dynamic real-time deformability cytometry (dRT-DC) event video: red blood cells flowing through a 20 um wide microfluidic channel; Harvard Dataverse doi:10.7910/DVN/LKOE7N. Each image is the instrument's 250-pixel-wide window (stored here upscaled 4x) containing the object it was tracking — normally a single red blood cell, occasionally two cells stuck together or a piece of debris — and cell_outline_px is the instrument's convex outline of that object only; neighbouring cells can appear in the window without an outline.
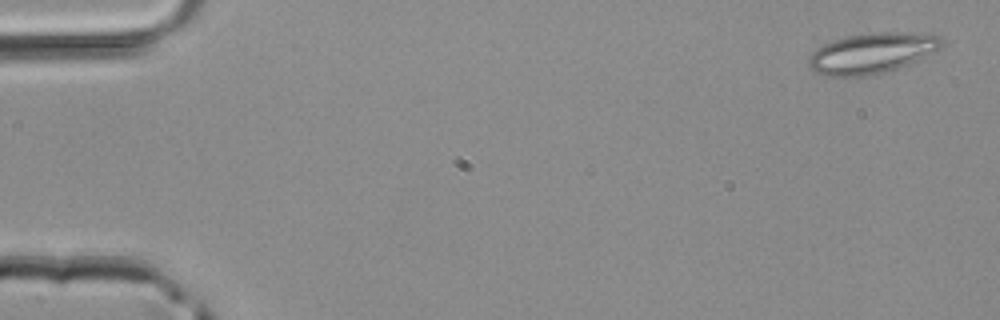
{"species": "common noctule bat (a hibernating species)", "species_latin": "Nyctalus noctula", "temperature_condition": "room temperature", "stored_images_in_passage": 3, "camera_frame_rate_fps": 3000, "um_per_image_px": 0.085, "animal": {"sex": "male", "body_mass_g": 20.4}, "frame": {"image": 1, "passage_image": 1, "time_ms": 0.0, "image_size_px": [1000, 320], "cell_outline_px": [[944, 44], [940, 48], [908, 64], [888, 72], [868, 76], [824, 76], [816, 72], [808, 64], [808, 60], [812, 52], [816, 48], [832, 40], [848, 36], [872, 32], [932, 32], [940, 36], [944, 40]], "centroid_in_image_um": [74.15, 4.5], "position_along_channel_um": 10.9, "area_um2": 31.79}}
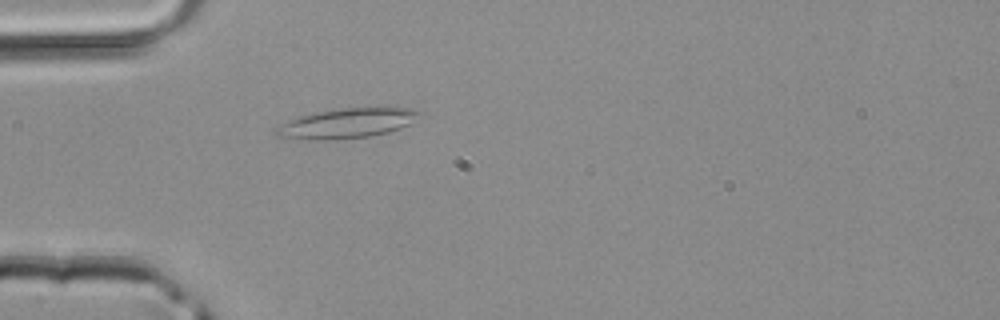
{"frame": {"image": 2, "passage_image": 3, "time_ms": 0.667, "image_size_px": [1000, 320], "cell_outline_px": [[424, 112], [408, 124], [400, 128], [388, 132], [372, 136], [324, 140], [312, 140], [276, 136], [276, 128], [288, 120], [316, 112], [344, 108], [376, 104], [384, 104], [412, 108]], "centroid_in_image_um": [29.62, 10.42], "position_along_channel_um": 55.4, "area_um2": 25.61}}